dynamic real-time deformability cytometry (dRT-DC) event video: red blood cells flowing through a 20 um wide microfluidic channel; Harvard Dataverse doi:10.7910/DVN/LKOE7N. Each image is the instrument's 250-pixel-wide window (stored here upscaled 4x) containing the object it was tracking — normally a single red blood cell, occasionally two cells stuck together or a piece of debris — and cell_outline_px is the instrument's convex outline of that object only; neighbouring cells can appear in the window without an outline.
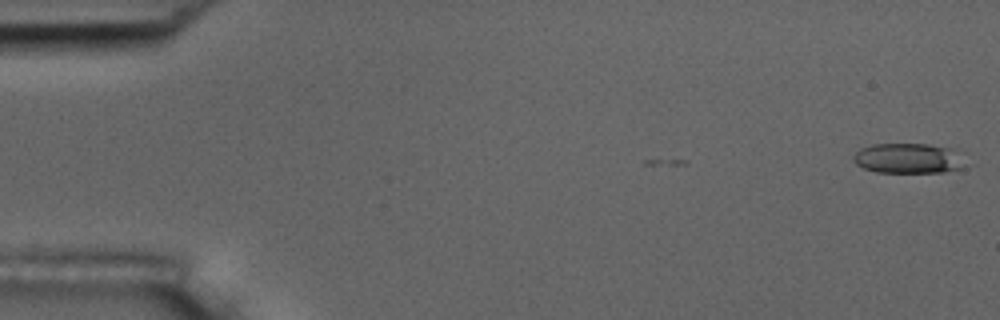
{"species": "common noctule bat (a hibernating species)", "species_latin": "Nyctalus noctula", "temperature_condition": "room temperature", "stored_images_in_passage": 3, "camera_frame_rate_fps": 3000, "um_per_image_px": 0.085, "animal": {"sex": "male", "body_mass_g": 17.5, "forearm_length_mm": 52.3}, "frame": {"image": 1, "passage_image": 1, "time_ms": 0.0, "image_size_px": [1000, 320], "cell_outline_px": [[964, 168], [944, 172], [876, 172], [864, 168], [856, 164], [852, 160], [852, 156], [860, 148], [872, 144], [928, 144], [952, 148]], "centroid_in_image_um": [77.1, 13.46], "position_along_channel_um": 7.9, "area_um2": 19.36}}